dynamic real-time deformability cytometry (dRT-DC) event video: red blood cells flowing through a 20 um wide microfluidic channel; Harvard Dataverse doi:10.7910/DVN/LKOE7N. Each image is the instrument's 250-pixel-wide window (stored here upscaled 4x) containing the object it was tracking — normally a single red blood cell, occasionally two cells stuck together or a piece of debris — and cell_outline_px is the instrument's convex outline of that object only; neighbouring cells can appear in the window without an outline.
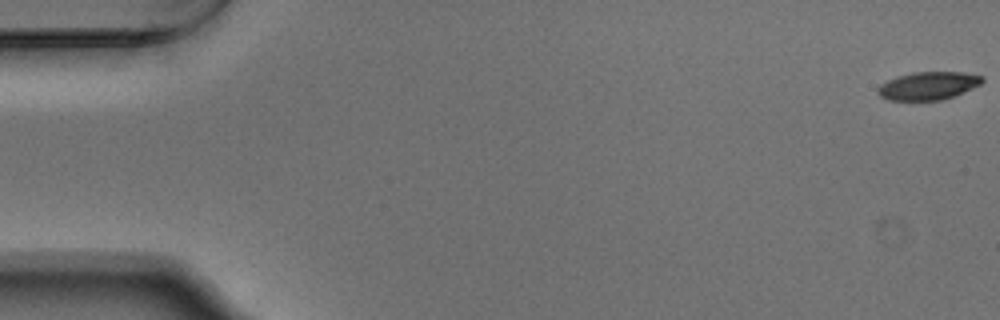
{"species": "Egyptian fruit bat (a non-hibernating species)", "species_latin": "Rousettus aegyptiacus", "temperature_condition": "warm", "stored_images_in_passage": 48, "camera_frame_rate_fps": 3000, "um_per_image_px": 0.085, "animal": {"sex": "male"}, "frame": {"image": 1, "passage_image": 1, "time_ms": 0.0, "image_size_px": [1000, 320], "cell_outline_px": [[984, 80], [980, 84], [952, 96], [940, 100], [888, 100], [880, 96], [876, 92], [876, 88], [880, 84], [896, 76], [912, 72], [964, 72], [984, 76]], "centroid_in_image_um": [78.85, 7.28], "position_along_channel_um": 6.2, "area_um2": 16.99}}
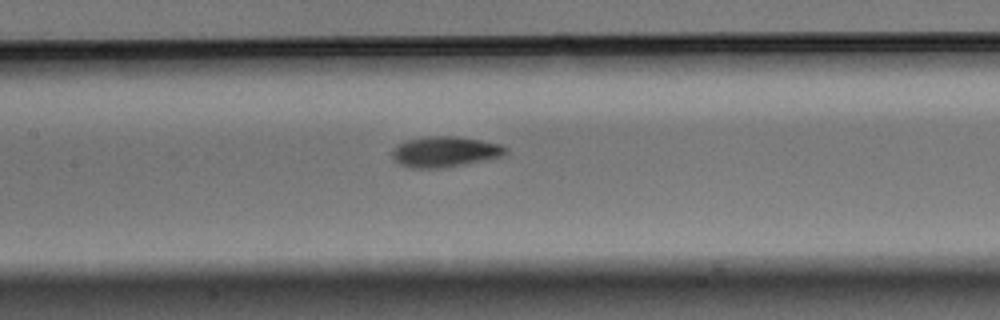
{"frame": {"image": 2, "passage_image": 26, "time_ms": 8.333, "image_size_px": [1000, 320], "cell_outline_px": [[508, 156], [444, 168], [408, 168], [392, 160], [392, 148], [396, 144], [404, 140], [428, 136], [456, 136], [480, 140], [500, 144], [508, 148]], "centroid_in_image_um": [37.82, 12.9], "position_along_channel_um": 169.6, "area_um2": 20.81}}
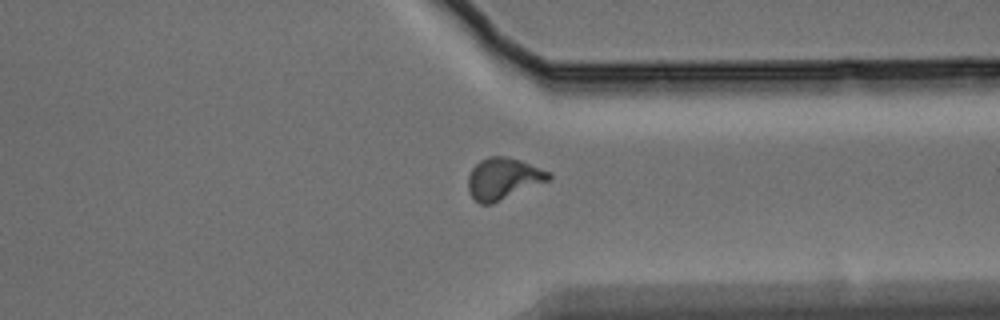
{"frame": {"image": 3, "passage_image": 42, "time_ms": 13.667, "image_size_px": [1000, 320], "cell_outline_px": [[552, 176], [548, 180], [492, 204], [480, 204], [468, 192], [468, 176], [472, 168], [480, 160], [488, 156], [504, 156], [520, 160], [552, 172]], "centroid_in_image_um": [42.76, 15.17], "position_along_channel_um": 368.6, "area_um2": 19.42}, "authors_computed_cell_mechanics": {"area_um2": 18.9584, "velocity_mm_per_s": 3.7554, "shape_relaxation_time_tau1_ms": 3.7397, "shape_relaxation_time_tau2_ms": 1.9304, "deformation_change_tau1": 0.1811, "deformation_change_tau2": 0.0836}}